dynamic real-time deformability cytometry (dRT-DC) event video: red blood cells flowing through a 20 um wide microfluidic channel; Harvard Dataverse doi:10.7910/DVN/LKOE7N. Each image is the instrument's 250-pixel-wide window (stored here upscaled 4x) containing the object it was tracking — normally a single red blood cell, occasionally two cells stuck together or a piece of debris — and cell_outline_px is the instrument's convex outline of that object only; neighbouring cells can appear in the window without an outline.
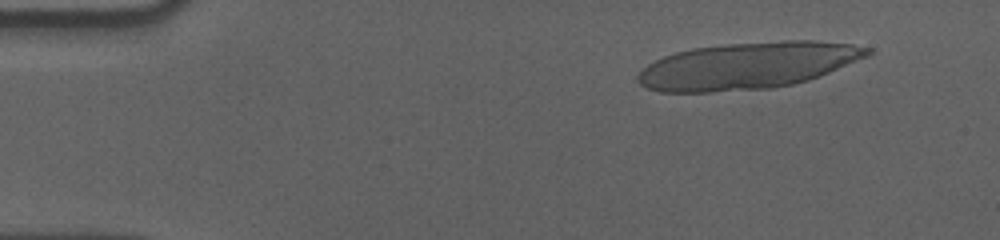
{"species": "human", "species_latin": "Homo sapiens", "temperature_condition": "cold", "stored_images_in_passage": 18, "camera_frame_rate_fps": 3000, "um_per_image_px": 0.085, "donor": {"sex": "male"}, "frame": {"image": 1, "passage_image": 5, "time_ms": 1.333, "image_size_px": [1000, 240], "cell_outline_px": [[872, 52], [868, 56], [820, 76], [808, 80], [792, 84], [772, 88], [712, 92], [660, 92], [648, 88], [640, 84], [636, 80], [636, 76], [648, 64], [664, 56], [676, 52], [692, 48], [728, 44], [784, 40], [816, 40], [852, 44], [872, 48]], "centroid_in_image_um": [63.57, 5.58], "position_along_channel_um": 21.4, "area_um2": 62.6}}